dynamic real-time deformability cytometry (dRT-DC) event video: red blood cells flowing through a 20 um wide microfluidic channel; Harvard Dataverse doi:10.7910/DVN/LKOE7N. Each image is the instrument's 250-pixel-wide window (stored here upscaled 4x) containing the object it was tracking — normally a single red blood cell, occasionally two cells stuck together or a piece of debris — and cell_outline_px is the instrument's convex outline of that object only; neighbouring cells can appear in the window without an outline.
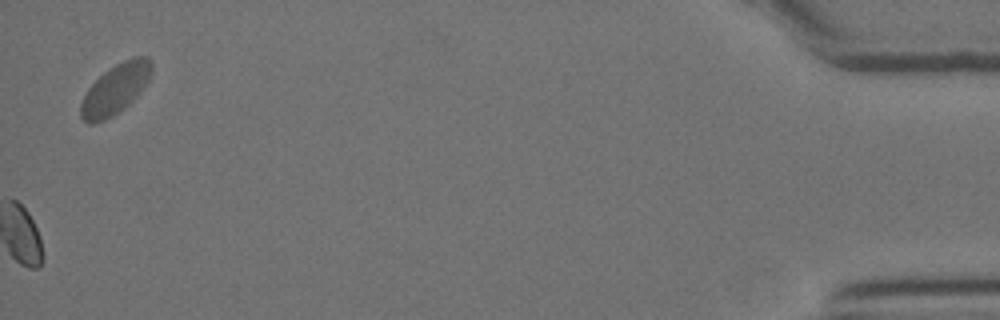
{"species": "Egyptian fruit bat (a non-hibernating species)", "species_latin": "Rousettus aegyptiacus", "temperature_condition": "room temperature", "stored_images_in_passage": 26, "camera_frame_rate_fps": 3000, "um_per_image_px": 0.085, "animal": {"sex": "female"}, "frame": {"image": 1, "passage_image": 26, "time_ms": 8.333, "image_size_px": [1000, 320], "cell_outline_px": [[152, 72], [148, 80], [140, 92], [120, 112], [96, 124], [88, 124], [80, 116], [80, 104], [88, 88], [104, 72], [116, 64], [132, 56], [148, 56], [152, 60]], "centroid_in_image_um": [9.81, 7.57], "position_along_channel_um": 425.4, "area_um2": 20.69}}